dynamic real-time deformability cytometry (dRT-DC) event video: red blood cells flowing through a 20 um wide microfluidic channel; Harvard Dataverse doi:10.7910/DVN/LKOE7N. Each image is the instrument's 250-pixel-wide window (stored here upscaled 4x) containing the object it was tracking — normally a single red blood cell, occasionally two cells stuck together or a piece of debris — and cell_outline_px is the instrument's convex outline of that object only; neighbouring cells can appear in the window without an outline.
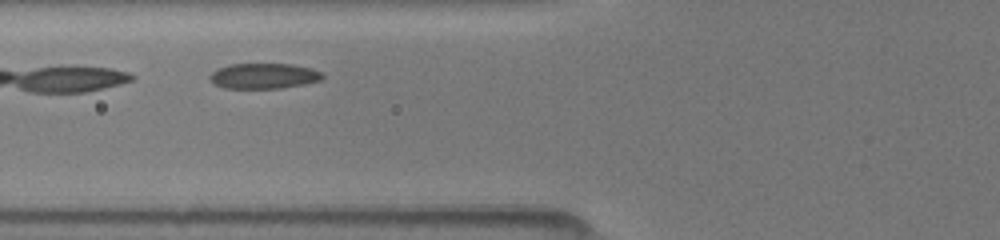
{"species": "common noctule bat (a hibernating species)", "species_latin": "Nyctalus noctula", "temperature_condition": "room temperature", "stored_images_in_passage": 8, "camera_frame_rate_fps": 3000, "um_per_image_px": 0.085, "animal": {"sex": "female", "body_mass_g": 19.5, "forearm_length_mm": 54.1}, "frame": {"image": 1, "passage_image": 3, "time_ms": 1.667, "image_size_px": [1000, 240], "cell_outline_px": [[324, 76], [320, 80], [304, 84], [280, 88], [224, 88], [212, 84], [208, 76], [216, 68], [232, 64], [292, 64], [312, 68], [324, 72]], "centroid_in_image_um": [22.41, 6.45], "position_along_channel_um": 103.4, "area_um2": 16.88}}
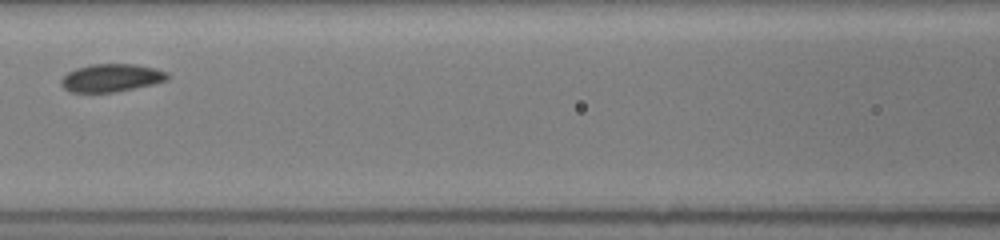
{"frame": {"image": 2, "passage_image": 5, "time_ms": 3.0, "image_size_px": [1000, 240], "cell_outline_px": [[168, 80], [152, 84], [116, 92], [72, 92], [64, 88], [60, 84], [60, 80], [68, 72], [76, 68], [92, 64], [136, 64], [156, 68], [168, 72]], "centroid_in_image_um": [9.47, 6.61], "position_along_channel_um": 157.1, "area_um2": 17.28}}
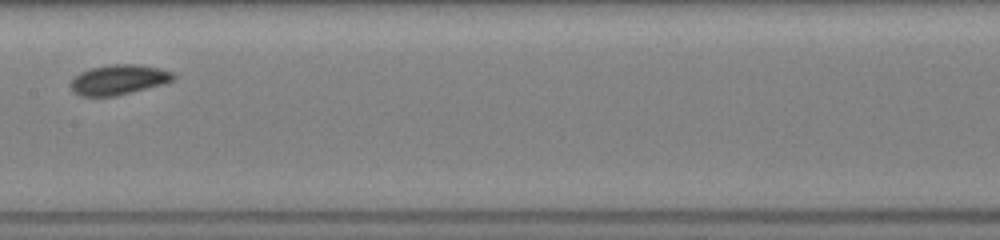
{"frame": {"image": 3, "passage_image": 6, "time_ms": 4.0, "image_size_px": [1000, 240], "cell_outline_px": [[176, 76], [172, 80], [164, 84], [116, 96], [80, 96], [72, 92], [68, 84], [80, 72], [92, 68], [108, 64], [140, 64], [160, 68], [172, 72]], "centroid_in_image_um": [10.07, 6.77], "position_along_channel_um": 197.3, "area_um2": 18.15}}